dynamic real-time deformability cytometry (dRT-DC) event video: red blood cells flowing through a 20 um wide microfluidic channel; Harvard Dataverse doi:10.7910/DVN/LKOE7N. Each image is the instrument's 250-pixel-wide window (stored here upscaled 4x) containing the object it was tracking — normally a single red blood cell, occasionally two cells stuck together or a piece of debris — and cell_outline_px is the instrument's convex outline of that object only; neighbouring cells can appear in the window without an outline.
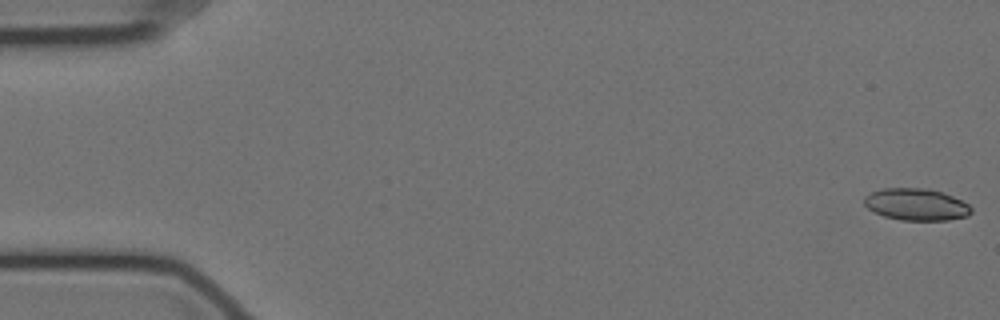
{"species": "Egyptian fruit bat (a non-hibernating species)", "species_latin": "Rousettus aegyptiacus", "temperature_condition": "cold", "stored_images_in_passage": 58, "camera_frame_rate_fps": 3000, "um_per_image_px": 0.085, "animal": {"sex": "female"}, "frame": {"image": 1, "passage_image": 1, "time_ms": 0.0, "image_size_px": [1000, 320], "cell_outline_px": [[972, 212], [968, 216], [948, 220], [900, 220], [884, 216], [868, 208], [864, 204], [864, 196], [872, 192], [884, 188], [928, 188], [952, 196], [968, 204], [972, 208]], "centroid_in_image_um": [77.89, 17.38], "position_along_channel_um": 7.1, "area_um2": 19.83}}
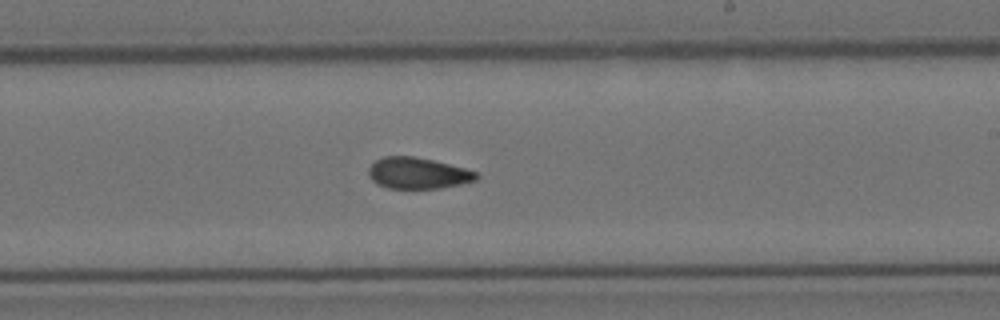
{"frame": {"image": 2, "passage_image": 34, "time_ms": 11.0, "image_size_px": [1000, 320], "cell_outline_px": [[480, 176], [476, 180], [460, 184], [440, 188], [388, 188], [376, 184], [368, 176], [368, 168], [376, 160], [384, 156], [412, 156], [432, 160], [464, 168], [476, 172]], "centroid_in_image_um": [35.48, 14.72], "position_along_channel_um": 253.5, "area_um2": 19.54}}
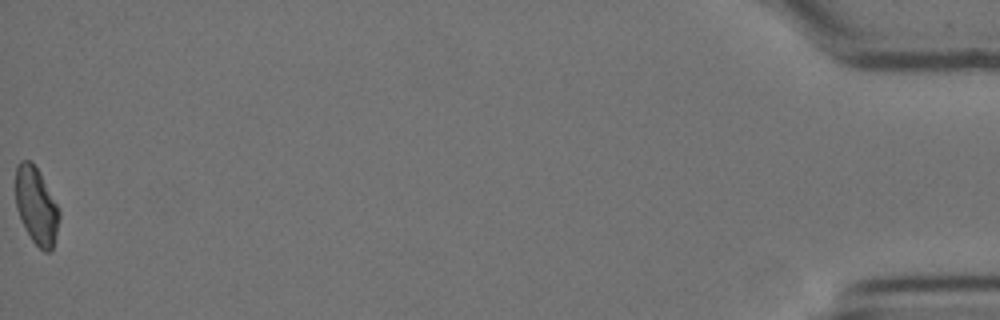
{"frame": {"image": 3, "passage_image": 58, "time_ms": 19.0, "image_size_px": [1000, 320], "cell_outline_px": [[60, 216], [52, 248], [48, 252], [44, 252], [32, 240], [16, 208], [16, 164], [20, 160], [28, 160], [40, 172], [60, 208]], "centroid_in_image_um": [3.1, 17.46], "position_along_channel_um": 432.1, "area_um2": 19.36}, "authors_computed_cell_mechanics": {"area_um2": 20.23, "velocity_mm_per_s": 3.5006, "shape_relaxation_time_tau1_ms": 7.4863, "shape_relaxation_time_tau2_ms": 4.0906, "deformation_change_tau1": 0.1478, "deformation_change_tau2": 0.0917}}